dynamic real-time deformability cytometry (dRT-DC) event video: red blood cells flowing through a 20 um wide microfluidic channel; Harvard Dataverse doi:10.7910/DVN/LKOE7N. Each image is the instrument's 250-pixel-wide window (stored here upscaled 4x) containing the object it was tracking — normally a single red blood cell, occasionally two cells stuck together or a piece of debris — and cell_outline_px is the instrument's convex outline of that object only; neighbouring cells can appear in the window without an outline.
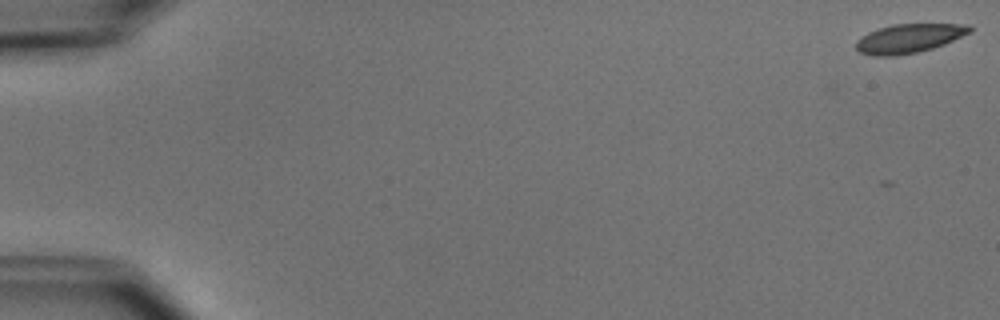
{"species": "common noctule bat (a hibernating species)", "species_latin": "Nyctalus noctula", "temperature_condition": "cold", "stored_images_in_passage": 5, "camera_frame_rate_fps": 3000, "um_per_image_px": 0.085, "animal": {"sex": "male", "body_mass_g": 15.6}, "frame": {"image": 1, "passage_image": 1, "time_ms": 0.0, "image_size_px": [1000, 320], "cell_outline_px": [[972, 32], [944, 44], [932, 48], [916, 52], [892, 56], [872, 56], [860, 52], [856, 48], [856, 40], [868, 32], [876, 28], [892, 24], [968, 24], [972, 28]], "centroid_in_image_um": [77.25, 3.25], "position_along_channel_um": 7.8, "area_um2": 19.25}}
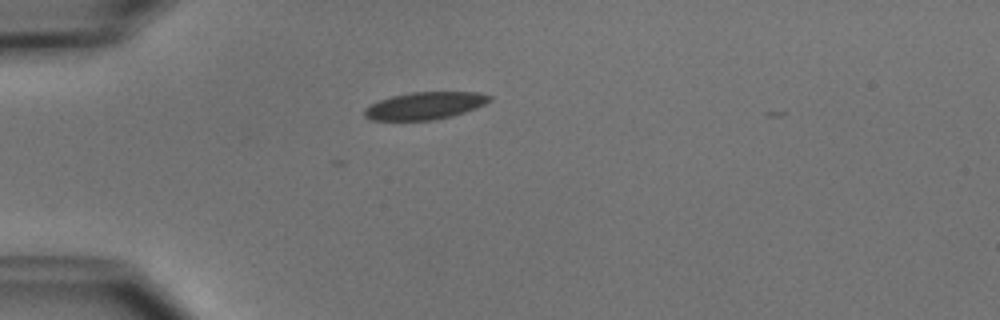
{"frame": {"image": 2, "passage_image": 5, "time_ms": 4.667, "image_size_px": [1000, 320], "cell_outline_px": [[492, 100], [476, 108], [452, 116], [432, 120], [372, 120], [364, 116], [364, 108], [380, 100], [392, 96], [412, 92], [480, 92], [492, 96]], "centroid_in_image_um": [36.14, 8.98], "position_along_channel_um": 48.9, "area_um2": 19.88}}